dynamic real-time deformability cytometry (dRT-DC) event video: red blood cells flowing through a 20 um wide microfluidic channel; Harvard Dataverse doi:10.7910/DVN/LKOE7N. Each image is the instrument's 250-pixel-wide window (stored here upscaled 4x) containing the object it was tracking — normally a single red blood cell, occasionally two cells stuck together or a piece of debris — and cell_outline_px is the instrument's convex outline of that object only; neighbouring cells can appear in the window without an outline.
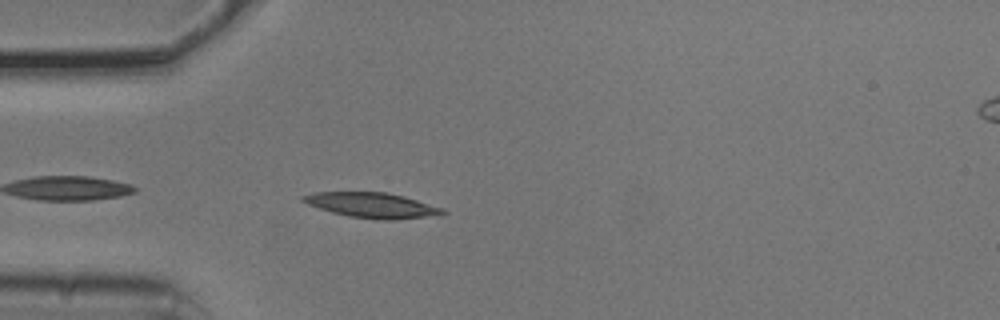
{"species": "common noctule bat (a hibernating species)", "species_latin": "Nyctalus noctula", "temperature_condition": "cold", "stored_images_in_passage": 5, "camera_frame_rate_fps": 3000, "um_per_image_px": 0.085, "animal": {"sex": "male", "body_mass_g": 20.5, "forearm_length_mm": 52.5}, "frame": {"image": 1, "passage_image": 5, "time_ms": 1.333, "image_size_px": [1000, 320], "cell_outline_px": [[448, 212], [440, 216], [392, 220], [376, 220], [348, 216], [332, 212], [308, 204], [300, 200], [300, 196], [316, 192], [388, 192], [404, 196], [444, 208]], "centroid_in_image_um": [31.69, 17.45], "position_along_channel_um": 53.3, "area_um2": 20.81}}